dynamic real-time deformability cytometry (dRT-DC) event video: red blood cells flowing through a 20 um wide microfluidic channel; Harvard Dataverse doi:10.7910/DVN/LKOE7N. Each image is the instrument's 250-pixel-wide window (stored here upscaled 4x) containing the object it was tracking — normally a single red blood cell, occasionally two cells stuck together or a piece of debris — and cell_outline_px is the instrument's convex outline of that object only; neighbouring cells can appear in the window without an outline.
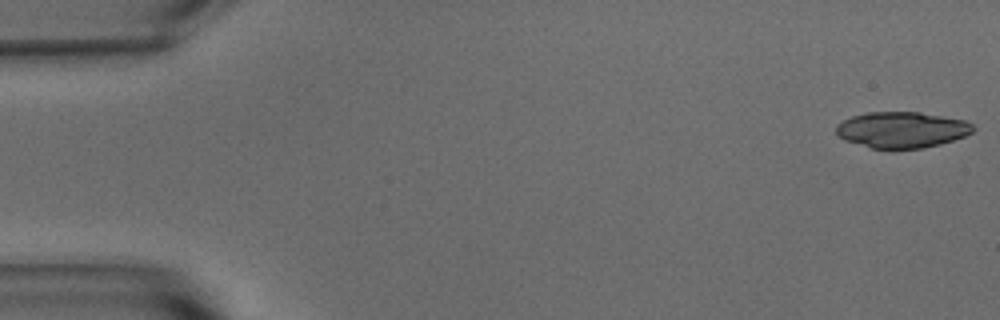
{"species": "common noctule bat (a hibernating species)", "species_latin": "Nyctalus noctula", "temperature_condition": "warm", "stored_images_in_passage": 53, "camera_frame_rate_fps": 3000, "um_per_image_px": 0.085, "animal": {"sex": "male", "body_mass_g": 15.6}, "frame": {"image": 1, "passage_image": 1, "time_ms": 0.0, "image_size_px": [1000, 320], "cell_outline_px": [[976, 128], [972, 132], [964, 136], [940, 144], [924, 148], [872, 148], [844, 140], [836, 132], [836, 124], [852, 116], [868, 112], [920, 112], [964, 120], [972, 124]], "centroid_in_image_um": [76.66, 11.02], "position_along_channel_um": 8.3, "area_um2": 28.55}}